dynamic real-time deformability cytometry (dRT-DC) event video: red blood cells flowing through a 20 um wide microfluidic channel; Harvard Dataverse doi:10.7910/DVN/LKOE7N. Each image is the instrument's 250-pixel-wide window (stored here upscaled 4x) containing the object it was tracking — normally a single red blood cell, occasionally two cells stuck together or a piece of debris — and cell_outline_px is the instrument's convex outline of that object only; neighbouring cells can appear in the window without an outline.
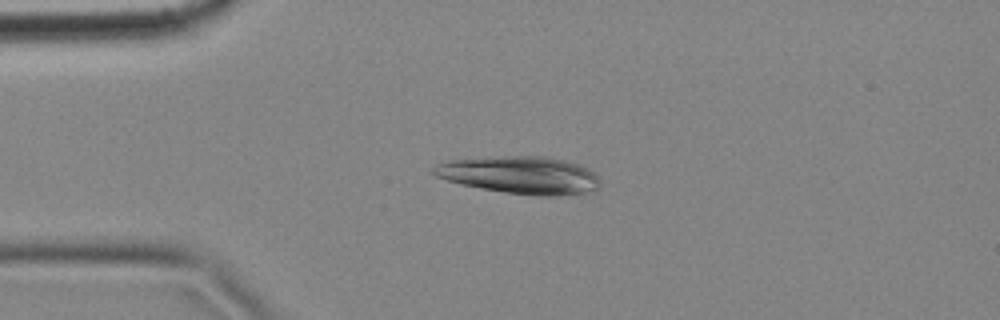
{"species": "common noctule bat (a hibernating species)", "species_latin": "Nyctalus noctula", "temperature_condition": "cold", "stored_images_in_passage": 2, "camera_frame_rate_fps": 3000, "um_per_image_px": 0.085, "animal": {"sex": "female", "body_mass_g": 18.4}, "frame": {"image": 1, "passage_image": 1, "time_ms": 0.0, "image_size_px": [1000, 320], "cell_outline_px": [[600, 188], [596, 192], [556, 196], [540, 196], [504, 192], [480, 188], [460, 184], [436, 176], [432, 172], [432, 168], [436, 164], [452, 160], [508, 156], [548, 156], [564, 160], [588, 168], [600, 180]], "centroid_in_image_um": [44.27, 14.9], "position_along_channel_um": 40.7, "area_um2": 36.41}}